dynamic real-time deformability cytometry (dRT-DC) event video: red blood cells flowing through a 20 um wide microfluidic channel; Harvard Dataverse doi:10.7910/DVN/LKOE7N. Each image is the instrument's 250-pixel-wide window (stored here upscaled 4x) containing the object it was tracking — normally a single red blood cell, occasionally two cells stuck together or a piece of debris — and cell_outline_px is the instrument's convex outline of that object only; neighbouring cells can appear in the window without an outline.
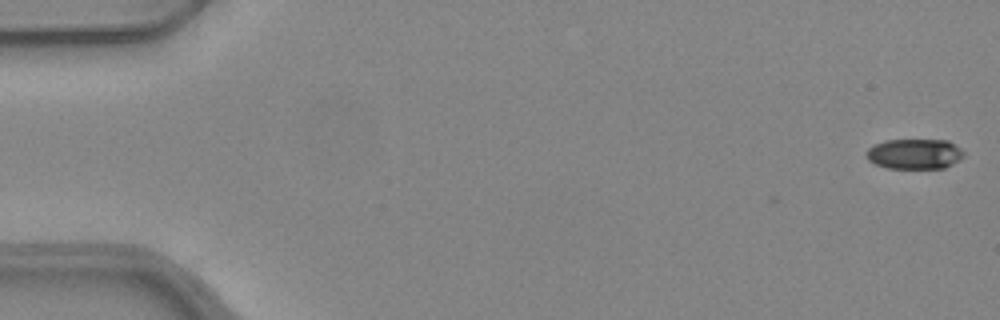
{"species": "common noctule bat (a hibernating species)", "species_latin": "Nyctalus noctula", "temperature_condition": "warm", "stored_images_in_passage": 3, "camera_frame_rate_fps": 3000, "um_per_image_px": 0.085, "animal": {"sex": "female", "body_mass_g": 24.6, "forearm_length_mm": 56.2}, "frame": {"image": 1, "passage_image": 1, "time_ms": 0.0, "image_size_px": [1000, 320], "cell_outline_px": [[964, 156], [952, 164], [944, 168], [888, 168], [876, 164], [868, 160], [864, 152], [868, 148], [876, 144], [888, 140], [948, 140], [960, 148], [964, 152]], "centroid_in_image_um": [77.73, 13.08], "position_along_channel_um": 7.3, "area_um2": 17.11}}